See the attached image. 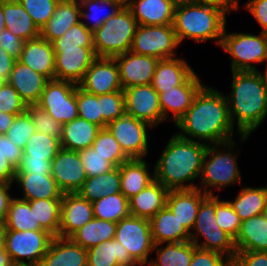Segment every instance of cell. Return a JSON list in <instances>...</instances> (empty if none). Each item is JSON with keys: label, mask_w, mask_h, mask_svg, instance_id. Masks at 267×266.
Masks as SVG:
<instances>
[{"label": "cell", "mask_w": 267, "mask_h": 266, "mask_svg": "<svg viewBox=\"0 0 267 266\" xmlns=\"http://www.w3.org/2000/svg\"><path fill=\"white\" fill-rule=\"evenodd\" d=\"M175 126L178 136L207 145L232 141L235 133L226 95L205 85Z\"/></svg>", "instance_id": "6da1fadb"}, {"label": "cell", "mask_w": 267, "mask_h": 266, "mask_svg": "<svg viewBox=\"0 0 267 266\" xmlns=\"http://www.w3.org/2000/svg\"><path fill=\"white\" fill-rule=\"evenodd\" d=\"M207 147L205 143L184 139L175 133L155 163V179L168 190L197 188L193 180L201 176Z\"/></svg>", "instance_id": "7a4b0ae2"}, {"label": "cell", "mask_w": 267, "mask_h": 266, "mask_svg": "<svg viewBox=\"0 0 267 266\" xmlns=\"http://www.w3.org/2000/svg\"><path fill=\"white\" fill-rule=\"evenodd\" d=\"M226 99L236 134L241 142L246 141L267 117V86L259 71H232L231 92Z\"/></svg>", "instance_id": "3957f363"}, {"label": "cell", "mask_w": 267, "mask_h": 266, "mask_svg": "<svg viewBox=\"0 0 267 266\" xmlns=\"http://www.w3.org/2000/svg\"><path fill=\"white\" fill-rule=\"evenodd\" d=\"M172 25L179 44L190 38L197 43L215 40L220 47L226 26V15L196 0L182 2L176 4Z\"/></svg>", "instance_id": "277c9868"}, {"label": "cell", "mask_w": 267, "mask_h": 266, "mask_svg": "<svg viewBox=\"0 0 267 266\" xmlns=\"http://www.w3.org/2000/svg\"><path fill=\"white\" fill-rule=\"evenodd\" d=\"M236 145L238 144L233 140L222 144L208 145L203 159L200 187H197L199 190L207 195H214L213 188L222 190L226 186L242 182L241 172L237 166V154L239 153L233 152ZM220 146L223 148L219 149Z\"/></svg>", "instance_id": "5b68a950"}, {"label": "cell", "mask_w": 267, "mask_h": 266, "mask_svg": "<svg viewBox=\"0 0 267 266\" xmlns=\"http://www.w3.org/2000/svg\"><path fill=\"white\" fill-rule=\"evenodd\" d=\"M138 24L125 5L93 32L97 57H115L131 50Z\"/></svg>", "instance_id": "8992f818"}, {"label": "cell", "mask_w": 267, "mask_h": 266, "mask_svg": "<svg viewBox=\"0 0 267 266\" xmlns=\"http://www.w3.org/2000/svg\"><path fill=\"white\" fill-rule=\"evenodd\" d=\"M215 212L216 196L207 195L199 207L194 227L190 232V241L199 249L220 252L230 260H234L236 256L234 238L220 229ZM199 237L203 238V242L199 241Z\"/></svg>", "instance_id": "52a82bcc"}, {"label": "cell", "mask_w": 267, "mask_h": 266, "mask_svg": "<svg viewBox=\"0 0 267 266\" xmlns=\"http://www.w3.org/2000/svg\"><path fill=\"white\" fill-rule=\"evenodd\" d=\"M220 47L231 59V71H259L253 63H263L267 58V34L223 32Z\"/></svg>", "instance_id": "ba28073f"}, {"label": "cell", "mask_w": 267, "mask_h": 266, "mask_svg": "<svg viewBox=\"0 0 267 266\" xmlns=\"http://www.w3.org/2000/svg\"><path fill=\"white\" fill-rule=\"evenodd\" d=\"M52 239L53 236L43 229L6 230L5 250L15 266H39Z\"/></svg>", "instance_id": "9c48e42d"}, {"label": "cell", "mask_w": 267, "mask_h": 266, "mask_svg": "<svg viewBox=\"0 0 267 266\" xmlns=\"http://www.w3.org/2000/svg\"><path fill=\"white\" fill-rule=\"evenodd\" d=\"M179 45L173 25H138L131 51L160 60L174 58Z\"/></svg>", "instance_id": "30bf717a"}, {"label": "cell", "mask_w": 267, "mask_h": 266, "mask_svg": "<svg viewBox=\"0 0 267 266\" xmlns=\"http://www.w3.org/2000/svg\"><path fill=\"white\" fill-rule=\"evenodd\" d=\"M114 239L127 249L137 263L149 264L148 257L155 244L148 219L131 215L121 219L117 222Z\"/></svg>", "instance_id": "8fae6325"}, {"label": "cell", "mask_w": 267, "mask_h": 266, "mask_svg": "<svg viewBox=\"0 0 267 266\" xmlns=\"http://www.w3.org/2000/svg\"><path fill=\"white\" fill-rule=\"evenodd\" d=\"M77 86L70 81L49 80L36 105L62 125L71 122L78 118Z\"/></svg>", "instance_id": "7c38bea8"}, {"label": "cell", "mask_w": 267, "mask_h": 266, "mask_svg": "<svg viewBox=\"0 0 267 266\" xmlns=\"http://www.w3.org/2000/svg\"><path fill=\"white\" fill-rule=\"evenodd\" d=\"M129 159H144L148 154V123L124 114L106 125Z\"/></svg>", "instance_id": "4fadbf2b"}, {"label": "cell", "mask_w": 267, "mask_h": 266, "mask_svg": "<svg viewBox=\"0 0 267 266\" xmlns=\"http://www.w3.org/2000/svg\"><path fill=\"white\" fill-rule=\"evenodd\" d=\"M55 51L54 79L79 84L97 58L94 47L53 46Z\"/></svg>", "instance_id": "5bb4252c"}, {"label": "cell", "mask_w": 267, "mask_h": 266, "mask_svg": "<svg viewBox=\"0 0 267 266\" xmlns=\"http://www.w3.org/2000/svg\"><path fill=\"white\" fill-rule=\"evenodd\" d=\"M125 113L148 123L151 127L163 122L159 93L151 84L123 89Z\"/></svg>", "instance_id": "9a60e30c"}, {"label": "cell", "mask_w": 267, "mask_h": 266, "mask_svg": "<svg viewBox=\"0 0 267 266\" xmlns=\"http://www.w3.org/2000/svg\"><path fill=\"white\" fill-rule=\"evenodd\" d=\"M78 86L84 91L97 96L123 91L115 58L97 57Z\"/></svg>", "instance_id": "2e32d148"}, {"label": "cell", "mask_w": 267, "mask_h": 266, "mask_svg": "<svg viewBox=\"0 0 267 266\" xmlns=\"http://www.w3.org/2000/svg\"><path fill=\"white\" fill-rule=\"evenodd\" d=\"M51 176L63 193H76L87 179L78 151L61 148L51 161Z\"/></svg>", "instance_id": "e0dca14e"}, {"label": "cell", "mask_w": 267, "mask_h": 266, "mask_svg": "<svg viewBox=\"0 0 267 266\" xmlns=\"http://www.w3.org/2000/svg\"><path fill=\"white\" fill-rule=\"evenodd\" d=\"M114 58L119 68L122 89L152 83L158 58L136 54L131 50Z\"/></svg>", "instance_id": "ac0fdd59"}, {"label": "cell", "mask_w": 267, "mask_h": 266, "mask_svg": "<svg viewBox=\"0 0 267 266\" xmlns=\"http://www.w3.org/2000/svg\"><path fill=\"white\" fill-rule=\"evenodd\" d=\"M203 86L204 84L194 72L183 84L159 93L163 122L170 117L175 124L192 105L195 95ZM170 112L172 114L168 116Z\"/></svg>", "instance_id": "d6986e66"}, {"label": "cell", "mask_w": 267, "mask_h": 266, "mask_svg": "<svg viewBox=\"0 0 267 266\" xmlns=\"http://www.w3.org/2000/svg\"><path fill=\"white\" fill-rule=\"evenodd\" d=\"M94 218L92 203L76 193H64L61 201L59 237L70 238Z\"/></svg>", "instance_id": "ffe728a7"}, {"label": "cell", "mask_w": 267, "mask_h": 266, "mask_svg": "<svg viewBox=\"0 0 267 266\" xmlns=\"http://www.w3.org/2000/svg\"><path fill=\"white\" fill-rule=\"evenodd\" d=\"M49 79L32 70L19 60H15L7 82L18 92L26 105L38 103Z\"/></svg>", "instance_id": "44dd1931"}, {"label": "cell", "mask_w": 267, "mask_h": 266, "mask_svg": "<svg viewBox=\"0 0 267 266\" xmlns=\"http://www.w3.org/2000/svg\"><path fill=\"white\" fill-rule=\"evenodd\" d=\"M206 196L207 194L198 188L169 190L166 206L190 233L194 227L199 207Z\"/></svg>", "instance_id": "7402d4cb"}, {"label": "cell", "mask_w": 267, "mask_h": 266, "mask_svg": "<svg viewBox=\"0 0 267 266\" xmlns=\"http://www.w3.org/2000/svg\"><path fill=\"white\" fill-rule=\"evenodd\" d=\"M138 25H172L176 3L173 0H127Z\"/></svg>", "instance_id": "603a6c76"}, {"label": "cell", "mask_w": 267, "mask_h": 266, "mask_svg": "<svg viewBox=\"0 0 267 266\" xmlns=\"http://www.w3.org/2000/svg\"><path fill=\"white\" fill-rule=\"evenodd\" d=\"M87 249L71 238L53 237L39 266H87Z\"/></svg>", "instance_id": "cb8c5ba5"}, {"label": "cell", "mask_w": 267, "mask_h": 266, "mask_svg": "<svg viewBox=\"0 0 267 266\" xmlns=\"http://www.w3.org/2000/svg\"><path fill=\"white\" fill-rule=\"evenodd\" d=\"M18 60L49 80L54 79L55 51L53 44L46 39L38 37L25 41Z\"/></svg>", "instance_id": "d4e9b609"}, {"label": "cell", "mask_w": 267, "mask_h": 266, "mask_svg": "<svg viewBox=\"0 0 267 266\" xmlns=\"http://www.w3.org/2000/svg\"><path fill=\"white\" fill-rule=\"evenodd\" d=\"M79 22H81L79 0H61L53 16L40 29V37L52 43Z\"/></svg>", "instance_id": "484cf974"}, {"label": "cell", "mask_w": 267, "mask_h": 266, "mask_svg": "<svg viewBox=\"0 0 267 266\" xmlns=\"http://www.w3.org/2000/svg\"><path fill=\"white\" fill-rule=\"evenodd\" d=\"M22 188L23 200L62 199L63 191L51 175L43 173H16L15 180Z\"/></svg>", "instance_id": "4316f807"}, {"label": "cell", "mask_w": 267, "mask_h": 266, "mask_svg": "<svg viewBox=\"0 0 267 266\" xmlns=\"http://www.w3.org/2000/svg\"><path fill=\"white\" fill-rule=\"evenodd\" d=\"M168 192L169 190L155 179L129 199L130 215L150 220L166 206Z\"/></svg>", "instance_id": "83f0119b"}, {"label": "cell", "mask_w": 267, "mask_h": 266, "mask_svg": "<svg viewBox=\"0 0 267 266\" xmlns=\"http://www.w3.org/2000/svg\"><path fill=\"white\" fill-rule=\"evenodd\" d=\"M195 71L182 58L160 59L153 75L152 87L158 92L183 84Z\"/></svg>", "instance_id": "f1b7e54d"}, {"label": "cell", "mask_w": 267, "mask_h": 266, "mask_svg": "<svg viewBox=\"0 0 267 266\" xmlns=\"http://www.w3.org/2000/svg\"><path fill=\"white\" fill-rule=\"evenodd\" d=\"M149 221L154 244L190 241V233L167 206L158 211Z\"/></svg>", "instance_id": "f546056e"}, {"label": "cell", "mask_w": 267, "mask_h": 266, "mask_svg": "<svg viewBox=\"0 0 267 266\" xmlns=\"http://www.w3.org/2000/svg\"><path fill=\"white\" fill-rule=\"evenodd\" d=\"M234 242L236 252H267V218L263 214H260L242 221Z\"/></svg>", "instance_id": "4dcf8cb0"}, {"label": "cell", "mask_w": 267, "mask_h": 266, "mask_svg": "<svg viewBox=\"0 0 267 266\" xmlns=\"http://www.w3.org/2000/svg\"><path fill=\"white\" fill-rule=\"evenodd\" d=\"M144 159H129L119 166L121 193L130 199L155 180L154 171L150 175Z\"/></svg>", "instance_id": "1f68e13d"}, {"label": "cell", "mask_w": 267, "mask_h": 266, "mask_svg": "<svg viewBox=\"0 0 267 266\" xmlns=\"http://www.w3.org/2000/svg\"><path fill=\"white\" fill-rule=\"evenodd\" d=\"M5 29L24 41L40 37V30L18 0H3Z\"/></svg>", "instance_id": "d6a6232c"}, {"label": "cell", "mask_w": 267, "mask_h": 266, "mask_svg": "<svg viewBox=\"0 0 267 266\" xmlns=\"http://www.w3.org/2000/svg\"><path fill=\"white\" fill-rule=\"evenodd\" d=\"M101 128L83 118H76L63 124L61 148L71 151H80L92 146L97 133Z\"/></svg>", "instance_id": "836d02e7"}, {"label": "cell", "mask_w": 267, "mask_h": 266, "mask_svg": "<svg viewBox=\"0 0 267 266\" xmlns=\"http://www.w3.org/2000/svg\"><path fill=\"white\" fill-rule=\"evenodd\" d=\"M87 266H124L137 262L127 249L115 239L103 241L87 250Z\"/></svg>", "instance_id": "e575fe53"}, {"label": "cell", "mask_w": 267, "mask_h": 266, "mask_svg": "<svg viewBox=\"0 0 267 266\" xmlns=\"http://www.w3.org/2000/svg\"><path fill=\"white\" fill-rule=\"evenodd\" d=\"M121 178L119 167L104 174L87 177L77 193L84 199L93 203L101 197L121 193Z\"/></svg>", "instance_id": "d590c367"}, {"label": "cell", "mask_w": 267, "mask_h": 266, "mask_svg": "<svg viewBox=\"0 0 267 266\" xmlns=\"http://www.w3.org/2000/svg\"><path fill=\"white\" fill-rule=\"evenodd\" d=\"M267 202V185L263 187H242L234 200L228 201L241 221L263 214Z\"/></svg>", "instance_id": "8d00e7d4"}, {"label": "cell", "mask_w": 267, "mask_h": 266, "mask_svg": "<svg viewBox=\"0 0 267 266\" xmlns=\"http://www.w3.org/2000/svg\"><path fill=\"white\" fill-rule=\"evenodd\" d=\"M117 223L93 218L77 230L70 238L85 249L97 246L103 241L114 239Z\"/></svg>", "instance_id": "74e56055"}, {"label": "cell", "mask_w": 267, "mask_h": 266, "mask_svg": "<svg viewBox=\"0 0 267 266\" xmlns=\"http://www.w3.org/2000/svg\"><path fill=\"white\" fill-rule=\"evenodd\" d=\"M155 244L157 258L149 260V266H190L197 247L191 242L167 243L166 247Z\"/></svg>", "instance_id": "f35d334b"}, {"label": "cell", "mask_w": 267, "mask_h": 266, "mask_svg": "<svg viewBox=\"0 0 267 266\" xmlns=\"http://www.w3.org/2000/svg\"><path fill=\"white\" fill-rule=\"evenodd\" d=\"M79 2L81 22L91 32L99 29L105 21L123 7L120 2L113 0H79ZM106 8H110V10L104 13V15L101 14ZM86 20H91L93 22L89 21V23H87Z\"/></svg>", "instance_id": "ab89813d"}, {"label": "cell", "mask_w": 267, "mask_h": 266, "mask_svg": "<svg viewBox=\"0 0 267 266\" xmlns=\"http://www.w3.org/2000/svg\"><path fill=\"white\" fill-rule=\"evenodd\" d=\"M62 199H37L29 201L31 210H34L35 224L51 234L58 237L60 227Z\"/></svg>", "instance_id": "60d3db41"}, {"label": "cell", "mask_w": 267, "mask_h": 266, "mask_svg": "<svg viewBox=\"0 0 267 266\" xmlns=\"http://www.w3.org/2000/svg\"><path fill=\"white\" fill-rule=\"evenodd\" d=\"M94 218L119 222L130 216L129 199L122 193L101 197L92 203Z\"/></svg>", "instance_id": "b9f144b4"}, {"label": "cell", "mask_w": 267, "mask_h": 266, "mask_svg": "<svg viewBox=\"0 0 267 266\" xmlns=\"http://www.w3.org/2000/svg\"><path fill=\"white\" fill-rule=\"evenodd\" d=\"M6 230L28 231L42 229L35 224L34 210H31L29 201L13 197L9 204L5 220Z\"/></svg>", "instance_id": "7bdbcfd3"}, {"label": "cell", "mask_w": 267, "mask_h": 266, "mask_svg": "<svg viewBox=\"0 0 267 266\" xmlns=\"http://www.w3.org/2000/svg\"><path fill=\"white\" fill-rule=\"evenodd\" d=\"M23 157V149L5 134H0V182L14 183L16 169Z\"/></svg>", "instance_id": "ee69618b"}, {"label": "cell", "mask_w": 267, "mask_h": 266, "mask_svg": "<svg viewBox=\"0 0 267 266\" xmlns=\"http://www.w3.org/2000/svg\"><path fill=\"white\" fill-rule=\"evenodd\" d=\"M60 149L61 145L58 139L44 133L34 132L23 149V155H29V159L52 161Z\"/></svg>", "instance_id": "f6af8a7d"}, {"label": "cell", "mask_w": 267, "mask_h": 266, "mask_svg": "<svg viewBox=\"0 0 267 266\" xmlns=\"http://www.w3.org/2000/svg\"><path fill=\"white\" fill-rule=\"evenodd\" d=\"M91 147L115 167H119L122 163L129 160L121 150L118 141L107 128H101L98 131Z\"/></svg>", "instance_id": "bcb514c9"}, {"label": "cell", "mask_w": 267, "mask_h": 266, "mask_svg": "<svg viewBox=\"0 0 267 266\" xmlns=\"http://www.w3.org/2000/svg\"><path fill=\"white\" fill-rule=\"evenodd\" d=\"M78 117L102 128V114L98 96L76 87Z\"/></svg>", "instance_id": "7dc6e473"}, {"label": "cell", "mask_w": 267, "mask_h": 266, "mask_svg": "<svg viewBox=\"0 0 267 266\" xmlns=\"http://www.w3.org/2000/svg\"><path fill=\"white\" fill-rule=\"evenodd\" d=\"M102 114V128L125 114V98L123 91H116L98 96Z\"/></svg>", "instance_id": "c3c4849f"}, {"label": "cell", "mask_w": 267, "mask_h": 266, "mask_svg": "<svg viewBox=\"0 0 267 266\" xmlns=\"http://www.w3.org/2000/svg\"><path fill=\"white\" fill-rule=\"evenodd\" d=\"M26 111L29 113L32 122L36 128V132L44 133L58 139L62 138L63 125L57 122L45 110L41 109L38 105H27Z\"/></svg>", "instance_id": "681fc988"}, {"label": "cell", "mask_w": 267, "mask_h": 266, "mask_svg": "<svg viewBox=\"0 0 267 266\" xmlns=\"http://www.w3.org/2000/svg\"><path fill=\"white\" fill-rule=\"evenodd\" d=\"M36 128L27 111L16 115L12 125L5 134L15 145L24 149Z\"/></svg>", "instance_id": "f907efd6"}, {"label": "cell", "mask_w": 267, "mask_h": 266, "mask_svg": "<svg viewBox=\"0 0 267 266\" xmlns=\"http://www.w3.org/2000/svg\"><path fill=\"white\" fill-rule=\"evenodd\" d=\"M40 30L53 16L59 0H18Z\"/></svg>", "instance_id": "816d5d0a"}, {"label": "cell", "mask_w": 267, "mask_h": 266, "mask_svg": "<svg viewBox=\"0 0 267 266\" xmlns=\"http://www.w3.org/2000/svg\"><path fill=\"white\" fill-rule=\"evenodd\" d=\"M215 216L220 229L224 230L235 239L240 230L242 221L228 201L219 199L218 196H216Z\"/></svg>", "instance_id": "f5cc1de1"}, {"label": "cell", "mask_w": 267, "mask_h": 266, "mask_svg": "<svg viewBox=\"0 0 267 266\" xmlns=\"http://www.w3.org/2000/svg\"><path fill=\"white\" fill-rule=\"evenodd\" d=\"M87 177H94L111 171L115 166L92 147L78 151Z\"/></svg>", "instance_id": "db71d44e"}, {"label": "cell", "mask_w": 267, "mask_h": 266, "mask_svg": "<svg viewBox=\"0 0 267 266\" xmlns=\"http://www.w3.org/2000/svg\"><path fill=\"white\" fill-rule=\"evenodd\" d=\"M53 46L94 47L93 32L89 31L82 22L73 25L62 37L52 42Z\"/></svg>", "instance_id": "11a10c76"}, {"label": "cell", "mask_w": 267, "mask_h": 266, "mask_svg": "<svg viewBox=\"0 0 267 266\" xmlns=\"http://www.w3.org/2000/svg\"><path fill=\"white\" fill-rule=\"evenodd\" d=\"M26 103L7 81L0 82V112L18 115L25 112Z\"/></svg>", "instance_id": "9f6ffc18"}, {"label": "cell", "mask_w": 267, "mask_h": 266, "mask_svg": "<svg viewBox=\"0 0 267 266\" xmlns=\"http://www.w3.org/2000/svg\"><path fill=\"white\" fill-rule=\"evenodd\" d=\"M230 261L227 256L220 252L197 248L193 253L190 266H227Z\"/></svg>", "instance_id": "6f0895ef"}, {"label": "cell", "mask_w": 267, "mask_h": 266, "mask_svg": "<svg viewBox=\"0 0 267 266\" xmlns=\"http://www.w3.org/2000/svg\"><path fill=\"white\" fill-rule=\"evenodd\" d=\"M16 173H43L44 175H51V161L47 159H29V155H23Z\"/></svg>", "instance_id": "680465c9"}, {"label": "cell", "mask_w": 267, "mask_h": 266, "mask_svg": "<svg viewBox=\"0 0 267 266\" xmlns=\"http://www.w3.org/2000/svg\"><path fill=\"white\" fill-rule=\"evenodd\" d=\"M25 41L12 32L4 29L0 33V48L18 60L21 56Z\"/></svg>", "instance_id": "91938a15"}, {"label": "cell", "mask_w": 267, "mask_h": 266, "mask_svg": "<svg viewBox=\"0 0 267 266\" xmlns=\"http://www.w3.org/2000/svg\"><path fill=\"white\" fill-rule=\"evenodd\" d=\"M233 261L238 266H267V252L239 251Z\"/></svg>", "instance_id": "94428289"}, {"label": "cell", "mask_w": 267, "mask_h": 266, "mask_svg": "<svg viewBox=\"0 0 267 266\" xmlns=\"http://www.w3.org/2000/svg\"><path fill=\"white\" fill-rule=\"evenodd\" d=\"M244 6L260 24L261 32L267 34V0H249Z\"/></svg>", "instance_id": "6125c7cd"}, {"label": "cell", "mask_w": 267, "mask_h": 266, "mask_svg": "<svg viewBox=\"0 0 267 266\" xmlns=\"http://www.w3.org/2000/svg\"><path fill=\"white\" fill-rule=\"evenodd\" d=\"M12 185V183L0 182V223L3 224L5 223L7 217L10 201L13 198L9 195V191H11L9 189Z\"/></svg>", "instance_id": "be15d7a7"}, {"label": "cell", "mask_w": 267, "mask_h": 266, "mask_svg": "<svg viewBox=\"0 0 267 266\" xmlns=\"http://www.w3.org/2000/svg\"><path fill=\"white\" fill-rule=\"evenodd\" d=\"M209 7L216 8L227 15L233 10H239V0H196Z\"/></svg>", "instance_id": "e7e4bbea"}, {"label": "cell", "mask_w": 267, "mask_h": 266, "mask_svg": "<svg viewBox=\"0 0 267 266\" xmlns=\"http://www.w3.org/2000/svg\"><path fill=\"white\" fill-rule=\"evenodd\" d=\"M15 60L14 57L0 48V82L8 80Z\"/></svg>", "instance_id": "03108f58"}, {"label": "cell", "mask_w": 267, "mask_h": 266, "mask_svg": "<svg viewBox=\"0 0 267 266\" xmlns=\"http://www.w3.org/2000/svg\"><path fill=\"white\" fill-rule=\"evenodd\" d=\"M16 115L0 112V134H6Z\"/></svg>", "instance_id": "003e7915"}, {"label": "cell", "mask_w": 267, "mask_h": 266, "mask_svg": "<svg viewBox=\"0 0 267 266\" xmlns=\"http://www.w3.org/2000/svg\"><path fill=\"white\" fill-rule=\"evenodd\" d=\"M0 266H15L5 248L0 250Z\"/></svg>", "instance_id": "a7ac6f4b"}, {"label": "cell", "mask_w": 267, "mask_h": 266, "mask_svg": "<svg viewBox=\"0 0 267 266\" xmlns=\"http://www.w3.org/2000/svg\"><path fill=\"white\" fill-rule=\"evenodd\" d=\"M5 236H6V228L3 223H0V250L5 248Z\"/></svg>", "instance_id": "89a4df30"}, {"label": "cell", "mask_w": 267, "mask_h": 266, "mask_svg": "<svg viewBox=\"0 0 267 266\" xmlns=\"http://www.w3.org/2000/svg\"><path fill=\"white\" fill-rule=\"evenodd\" d=\"M5 29V18L3 14V0H0V33Z\"/></svg>", "instance_id": "2644e50d"}, {"label": "cell", "mask_w": 267, "mask_h": 266, "mask_svg": "<svg viewBox=\"0 0 267 266\" xmlns=\"http://www.w3.org/2000/svg\"><path fill=\"white\" fill-rule=\"evenodd\" d=\"M266 61H267V58H266L265 62H266ZM266 63H267V62H266ZM259 74L261 75L263 82H264L265 85L267 86V65H266V70H265V72H261V71H259Z\"/></svg>", "instance_id": "8c879c8a"}, {"label": "cell", "mask_w": 267, "mask_h": 266, "mask_svg": "<svg viewBox=\"0 0 267 266\" xmlns=\"http://www.w3.org/2000/svg\"><path fill=\"white\" fill-rule=\"evenodd\" d=\"M173 1L177 4V3H182V2H191L195 0H173Z\"/></svg>", "instance_id": "753ad0ef"}, {"label": "cell", "mask_w": 267, "mask_h": 266, "mask_svg": "<svg viewBox=\"0 0 267 266\" xmlns=\"http://www.w3.org/2000/svg\"><path fill=\"white\" fill-rule=\"evenodd\" d=\"M113 1L120 2L123 6L127 4V0H113Z\"/></svg>", "instance_id": "34e18365"}, {"label": "cell", "mask_w": 267, "mask_h": 266, "mask_svg": "<svg viewBox=\"0 0 267 266\" xmlns=\"http://www.w3.org/2000/svg\"><path fill=\"white\" fill-rule=\"evenodd\" d=\"M227 266H238L233 260H231Z\"/></svg>", "instance_id": "11e5206c"}, {"label": "cell", "mask_w": 267, "mask_h": 266, "mask_svg": "<svg viewBox=\"0 0 267 266\" xmlns=\"http://www.w3.org/2000/svg\"><path fill=\"white\" fill-rule=\"evenodd\" d=\"M263 215L267 218V202L263 211Z\"/></svg>", "instance_id": "2a66077c"}, {"label": "cell", "mask_w": 267, "mask_h": 266, "mask_svg": "<svg viewBox=\"0 0 267 266\" xmlns=\"http://www.w3.org/2000/svg\"><path fill=\"white\" fill-rule=\"evenodd\" d=\"M136 265H140V266H145L144 264H140V263H137V264H133V265H124V266H136ZM123 266V265H122Z\"/></svg>", "instance_id": "b9fcfbb0"}]
</instances>
